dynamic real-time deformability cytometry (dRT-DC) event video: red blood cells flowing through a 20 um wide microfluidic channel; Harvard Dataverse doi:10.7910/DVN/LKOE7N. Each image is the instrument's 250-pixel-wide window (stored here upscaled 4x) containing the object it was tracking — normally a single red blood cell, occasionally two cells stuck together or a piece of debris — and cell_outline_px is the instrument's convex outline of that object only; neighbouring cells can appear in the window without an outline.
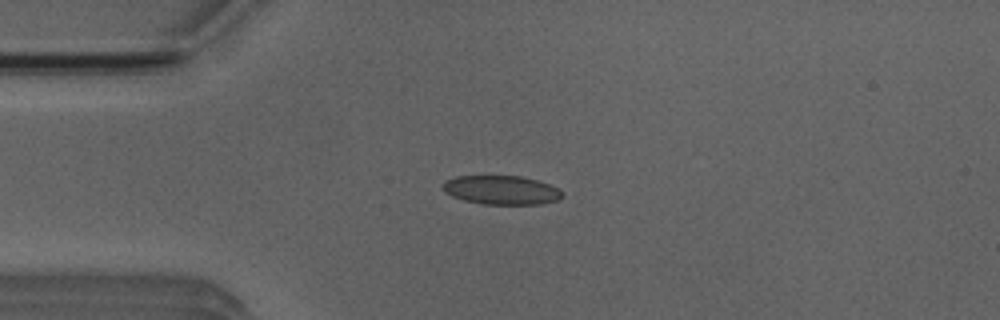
{"species": "Egyptian fruit bat (a non-hibernating species)", "species_latin": "Rousettus aegyptiacus", "temperature_condition": "room temperature", "stored_images_in_passage": 3, "camera_frame_rate_fps": 3000, "um_per_image_px": 0.085, "animal": {"sex": "male"}, "frame": {"image": 1, "passage_image": 3, "time_ms": 2.333, "image_size_px": [1000, 320], "cell_outline_px": [[564, 196], [556, 200], [540, 204], [484, 204], [464, 200], [452, 196], [444, 192], [440, 188], [440, 184], [444, 180], [456, 176], [520, 176], [536, 180], [560, 188]], "centroid_in_image_um": [42.57, 16.15], "position_along_channel_um": 42.4, "area_um2": 20.29}}